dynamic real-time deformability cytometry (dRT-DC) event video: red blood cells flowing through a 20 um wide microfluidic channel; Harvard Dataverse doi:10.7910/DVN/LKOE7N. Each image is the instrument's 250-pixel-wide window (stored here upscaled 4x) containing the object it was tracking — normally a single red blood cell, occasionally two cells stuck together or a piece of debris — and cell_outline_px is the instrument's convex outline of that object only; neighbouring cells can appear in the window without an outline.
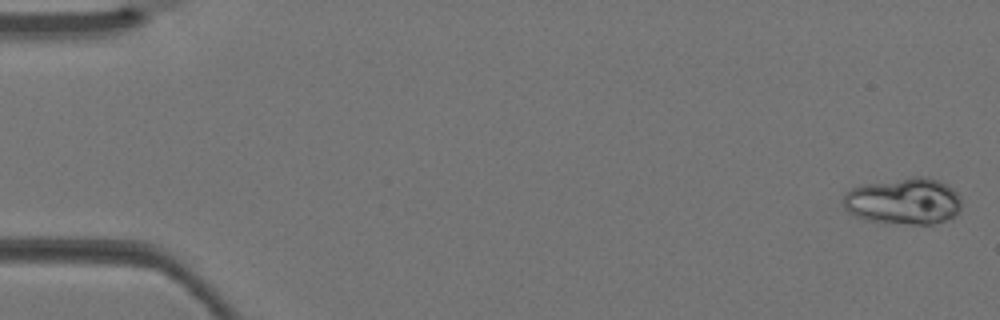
{"species": "Egyptian fruit bat (a non-hibernating species)", "species_latin": "Rousettus aegyptiacus", "temperature_condition": "warm", "stored_images_in_passage": 4, "segment_of_instrument_passage": [1, 2], "camera_frame_rate_fps": 3000, "um_per_image_px": 0.085, "animal": {"sex": "female"}, "frame": {"image": 1, "passage_image": 1, "time_ms": 0.0, "image_size_px": [1000, 320], "cell_outline_px": [[960, 212], [956, 216], [932, 224], [908, 224], [864, 220], [848, 212], [844, 208], [844, 192], [860, 184], [912, 176], [924, 176], [940, 180], [952, 188], [960, 196]], "centroid_in_image_um": [76.81, 17.08], "position_along_channel_um": 8.2, "area_um2": 32.54}}